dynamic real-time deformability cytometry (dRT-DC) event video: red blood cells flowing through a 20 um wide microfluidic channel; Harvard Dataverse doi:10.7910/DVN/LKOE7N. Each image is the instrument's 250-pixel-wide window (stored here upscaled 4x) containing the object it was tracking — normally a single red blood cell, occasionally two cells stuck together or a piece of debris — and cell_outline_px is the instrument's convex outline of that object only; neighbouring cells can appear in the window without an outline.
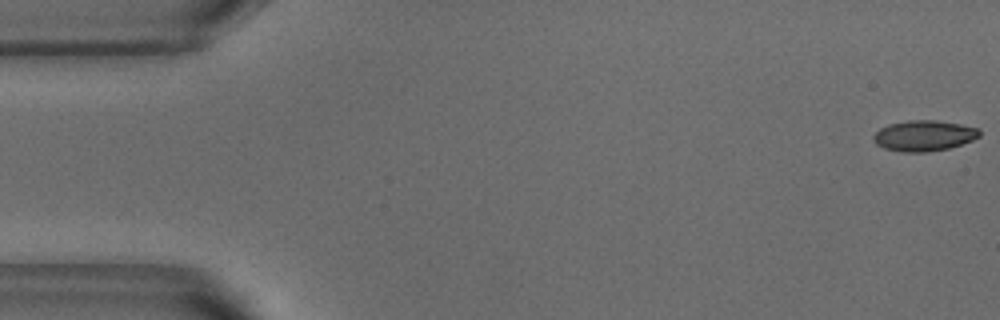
{"species": "common noctule bat (a hibernating species)", "species_latin": "Nyctalus noctula", "temperature_condition": "warm", "stored_images_in_passage": 52, "camera_frame_rate_fps": 3000, "um_per_image_px": 0.085, "animal": {"sex": "male", "body_mass_g": 18.8}, "frame": {"image": 1, "passage_image": 1, "time_ms": 0.0, "image_size_px": [1000, 320], "cell_outline_px": [[980, 136], [972, 140], [948, 148], [924, 152], [904, 152], [884, 148], [876, 144], [872, 136], [880, 128], [888, 124], [908, 120], [936, 120], [960, 124], [980, 128]], "centroid_in_image_um": [78.53, 11.52], "position_along_channel_um": 6.5, "area_um2": 18.9}}
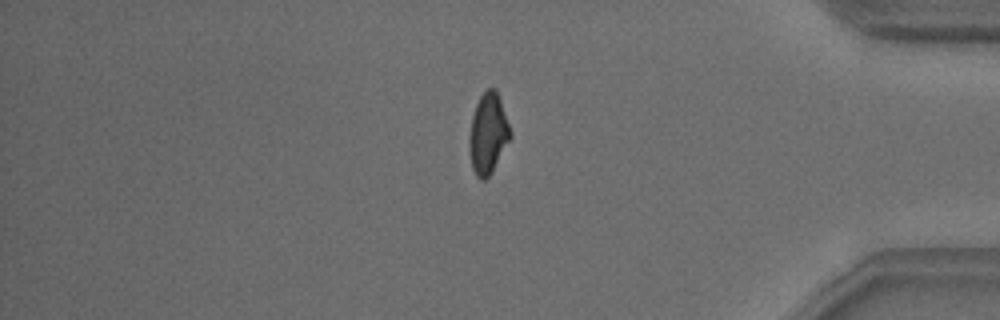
{"frame": {"image": 2, "passage_image": 44, "time_ms": 14.333, "image_size_px": [1000, 320], "cell_outline_px": [[512, 136], [492, 172], [484, 180], [480, 180], [476, 176], [472, 168], [468, 148], [468, 140], [472, 116], [476, 104], [480, 96], [488, 88], [496, 88], [512, 132]], "centroid_in_image_um": [41.48, 11.37], "position_along_channel_um": 393.7, "area_um2": 19.42}}
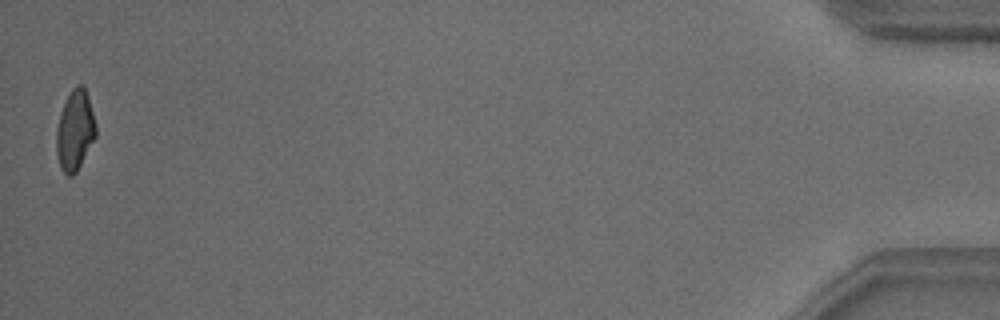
{"frame": {"image": 3, "passage_image": 52, "time_ms": 17.0, "image_size_px": [1000, 320], "cell_outline_px": [[96, 136], [76, 172], [72, 176], [68, 176], [60, 168], [56, 152], [56, 128], [60, 112], [72, 88], [76, 84], [80, 84], [84, 88], [88, 96], [96, 124]], "centroid_in_image_um": [6.36, 11.09], "position_along_channel_um": 428.8, "area_um2": 18.38}, "authors_computed_cell_mechanics": {"area_um2": 19.4497, "velocity_mm_per_s": 3.8301, "shape_relaxation_time_tau1_ms": 6.2826, "shape_relaxation_time_tau2_ms": 1.0731, "deformation_change_tau1": 0.1521, "deformation_change_tau2": 0.0654}}